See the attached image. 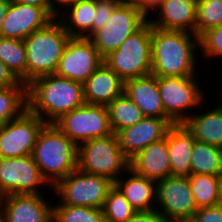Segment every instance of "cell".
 I'll return each mask as SVG.
<instances>
[{
	"label": "cell",
	"mask_w": 222,
	"mask_h": 222,
	"mask_svg": "<svg viewBox=\"0 0 222 222\" xmlns=\"http://www.w3.org/2000/svg\"><path fill=\"white\" fill-rule=\"evenodd\" d=\"M199 37L184 31L163 30L151 25V74L186 77L196 74Z\"/></svg>",
	"instance_id": "1"
},
{
	"label": "cell",
	"mask_w": 222,
	"mask_h": 222,
	"mask_svg": "<svg viewBox=\"0 0 222 222\" xmlns=\"http://www.w3.org/2000/svg\"><path fill=\"white\" fill-rule=\"evenodd\" d=\"M28 110L46 124L85 103L83 84L68 78L47 74L27 84Z\"/></svg>",
	"instance_id": "2"
},
{
	"label": "cell",
	"mask_w": 222,
	"mask_h": 222,
	"mask_svg": "<svg viewBox=\"0 0 222 222\" xmlns=\"http://www.w3.org/2000/svg\"><path fill=\"white\" fill-rule=\"evenodd\" d=\"M31 155L52 188L77 169L78 146L53 124L39 132Z\"/></svg>",
	"instance_id": "3"
},
{
	"label": "cell",
	"mask_w": 222,
	"mask_h": 222,
	"mask_svg": "<svg viewBox=\"0 0 222 222\" xmlns=\"http://www.w3.org/2000/svg\"><path fill=\"white\" fill-rule=\"evenodd\" d=\"M70 38L62 23L55 18L23 40L26 48V84L39 76L55 73Z\"/></svg>",
	"instance_id": "4"
},
{
	"label": "cell",
	"mask_w": 222,
	"mask_h": 222,
	"mask_svg": "<svg viewBox=\"0 0 222 222\" xmlns=\"http://www.w3.org/2000/svg\"><path fill=\"white\" fill-rule=\"evenodd\" d=\"M77 169L115 182L130 170V159L122 151L117 136L113 133L80 144Z\"/></svg>",
	"instance_id": "5"
},
{
	"label": "cell",
	"mask_w": 222,
	"mask_h": 222,
	"mask_svg": "<svg viewBox=\"0 0 222 222\" xmlns=\"http://www.w3.org/2000/svg\"><path fill=\"white\" fill-rule=\"evenodd\" d=\"M103 61L124 82L151 74V23L147 21L127 37L117 50L105 56Z\"/></svg>",
	"instance_id": "6"
},
{
	"label": "cell",
	"mask_w": 222,
	"mask_h": 222,
	"mask_svg": "<svg viewBox=\"0 0 222 222\" xmlns=\"http://www.w3.org/2000/svg\"><path fill=\"white\" fill-rule=\"evenodd\" d=\"M114 186L110 179L74 170L53 188L60 204L102 209L109 190Z\"/></svg>",
	"instance_id": "7"
},
{
	"label": "cell",
	"mask_w": 222,
	"mask_h": 222,
	"mask_svg": "<svg viewBox=\"0 0 222 222\" xmlns=\"http://www.w3.org/2000/svg\"><path fill=\"white\" fill-rule=\"evenodd\" d=\"M197 78L157 77L164 112L175 124H183L190 116L189 110L201 108L206 99Z\"/></svg>",
	"instance_id": "8"
},
{
	"label": "cell",
	"mask_w": 222,
	"mask_h": 222,
	"mask_svg": "<svg viewBox=\"0 0 222 222\" xmlns=\"http://www.w3.org/2000/svg\"><path fill=\"white\" fill-rule=\"evenodd\" d=\"M53 125L77 146L88 140L113 134L107 106L86 102L64 114Z\"/></svg>",
	"instance_id": "9"
},
{
	"label": "cell",
	"mask_w": 222,
	"mask_h": 222,
	"mask_svg": "<svg viewBox=\"0 0 222 222\" xmlns=\"http://www.w3.org/2000/svg\"><path fill=\"white\" fill-rule=\"evenodd\" d=\"M148 17L132 2L122 1L114 9L105 27L97 30L89 39L104 58L138 31L148 21Z\"/></svg>",
	"instance_id": "10"
},
{
	"label": "cell",
	"mask_w": 222,
	"mask_h": 222,
	"mask_svg": "<svg viewBox=\"0 0 222 222\" xmlns=\"http://www.w3.org/2000/svg\"><path fill=\"white\" fill-rule=\"evenodd\" d=\"M46 123L28 109L0 127V158L31 155L39 132Z\"/></svg>",
	"instance_id": "11"
},
{
	"label": "cell",
	"mask_w": 222,
	"mask_h": 222,
	"mask_svg": "<svg viewBox=\"0 0 222 222\" xmlns=\"http://www.w3.org/2000/svg\"><path fill=\"white\" fill-rule=\"evenodd\" d=\"M49 186L32 155L0 158V194H41L40 186Z\"/></svg>",
	"instance_id": "12"
},
{
	"label": "cell",
	"mask_w": 222,
	"mask_h": 222,
	"mask_svg": "<svg viewBox=\"0 0 222 222\" xmlns=\"http://www.w3.org/2000/svg\"><path fill=\"white\" fill-rule=\"evenodd\" d=\"M103 62L89 38L71 37L54 74L84 84Z\"/></svg>",
	"instance_id": "13"
},
{
	"label": "cell",
	"mask_w": 222,
	"mask_h": 222,
	"mask_svg": "<svg viewBox=\"0 0 222 222\" xmlns=\"http://www.w3.org/2000/svg\"><path fill=\"white\" fill-rule=\"evenodd\" d=\"M156 204L155 209L169 221L191 219L198 210L188 177L183 176L171 175L156 182Z\"/></svg>",
	"instance_id": "14"
},
{
	"label": "cell",
	"mask_w": 222,
	"mask_h": 222,
	"mask_svg": "<svg viewBox=\"0 0 222 222\" xmlns=\"http://www.w3.org/2000/svg\"><path fill=\"white\" fill-rule=\"evenodd\" d=\"M54 18L42 7L10 0L0 37L24 40L34 31L47 26Z\"/></svg>",
	"instance_id": "15"
},
{
	"label": "cell",
	"mask_w": 222,
	"mask_h": 222,
	"mask_svg": "<svg viewBox=\"0 0 222 222\" xmlns=\"http://www.w3.org/2000/svg\"><path fill=\"white\" fill-rule=\"evenodd\" d=\"M174 124L170 118L145 117L137 124L118 131L116 136L122 151L131 160L151 143L165 138Z\"/></svg>",
	"instance_id": "16"
},
{
	"label": "cell",
	"mask_w": 222,
	"mask_h": 222,
	"mask_svg": "<svg viewBox=\"0 0 222 222\" xmlns=\"http://www.w3.org/2000/svg\"><path fill=\"white\" fill-rule=\"evenodd\" d=\"M0 214L5 222H49L52 206L41 194L2 196Z\"/></svg>",
	"instance_id": "17"
},
{
	"label": "cell",
	"mask_w": 222,
	"mask_h": 222,
	"mask_svg": "<svg viewBox=\"0 0 222 222\" xmlns=\"http://www.w3.org/2000/svg\"><path fill=\"white\" fill-rule=\"evenodd\" d=\"M198 0H161L154 9L158 15L155 20L148 18L152 26L173 31H184L195 34Z\"/></svg>",
	"instance_id": "18"
},
{
	"label": "cell",
	"mask_w": 222,
	"mask_h": 222,
	"mask_svg": "<svg viewBox=\"0 0 222 222\" xmlns=\"http://www.w3.org/2000/svg\"><path fill=\"white\" fill-rule=\"evenodd\" d=\"M124 94L138 106L144 117L169 118L164 112L155 75L126 80Z\"/></svg>",
	"instance_id": "19"
},
{
	"label": "cell",
	"mask_w": 222,
	"mask_h": 222,
	"mask_svg": "<svg viewBox=\"0 0 222 222\" xmlns=\"http://www.w3.org/2000/svg\"><path fill=\"white\" fill-rule=\"evenodd\" d=\"M130 168L139 176L159 181L171 176V165L165 138L151 143L130 160Z\"/></svg>",
	"instance_id": "20"
},
{
	"label": "cell",
	"mask_w": 222,
	"mask_h": 222,
	"mask_svg": "<svg viewBox=\"0 0 222 222\" xmlns=\"http://www.w3.org/2000/svg\"><path fill=\"white\" fill-rule=\"evenodd\" d=\"M86 103L107 106L124 93V81L104 62L83 84Z\"/></svg>",
	"instance_id": "21"
},
{
	"label": "cell",
	"mask_w": 222,
	"mask_h": 222,
	"mask_svg": "<svg viewBox=\"0 0 222 222\" xmlns=\"http://www.w3.org/2000/svg\"><path fill=\"white\" fill-rule=\"evenodd\" d=\"M195 143L193 134L184 124H174L167 131V146L173 176L191 175V155Z\"/></svg>",
	"instance_id": "22"
},
{
	"label": "cell",
	"mask_w": 222,
	"mask_h": 222,
	"mask_svg": "<svg viewBox=\"0 0 222 222\" xmlns=\"http://www.w3.org/2000/svg\"><path fill=\"white\" fill-rule=\"evenodd\" d=\"M125 178L121 175L114 185L122 192L136 211H151L156 208V181L137 175L131 168ZM125 179V180H124Z\"/></svg>",
	"instance_id": "23"
},
{
	"label": "cell",
	"mask_w": 222,
	"mask_h": 222,
	"mask_svg": "<svg viewBox=\"0 0 222 222\" xmlns=\"http://www.w3.org/2000/svg\"><path fill=\"white\" fill-rule=\"evenodd\" d=\"M65 7H67V10ZM65 7H63L64 10L59 9L60 13H58L57 16V19L62 23L64 30L71 37L90 38L92 36V24L95 16L96 0H76L66 4Z\"/></svg>",
	"instance_id": "24"
},
{
	"label": "cell",
	"mask_w": 222,
	"mask_h": 222,
	"mask_svg": "<svg viewBox=\"0 0 222 222\" xmlns=\"http://www.w3.org/2000/svg\"><path fill=\"white\" fill-rule=\"evenodd\" d=\"M183 124L193 134L196 141L222 149V104L199 115L192 111Z\"/></svg>",
	"instance_id": "25"
},
{
	"label": "cell",
	"mask_w": 222,
	"mask_h": 222,
	"mask_svg": "<svg viewBox=\"0 0 222 222\" xmlns=\"http://www.w3.org/2000/svg\"><path fill=\"white\" fill-rule=\"evenodd\" d=\"M221 178L222 176L209 174H191L188 176L190 190L198 209L220 204Z\"/></svg>",
	"instance_id": "26"
},
{
	"label": "cell",
	"mask_w": 222,
	"mask_h": 222,
	"mask_svg": "<svg viewBox=\"0 0 222 222\" xmlns=\"http://www.w3.org/2000/svg\"><path fill=\"white\" fill-rule=\"evenodd\" d=\"M191 174L222 176V149L196 141L191 155Z\"/></svg>",
	"instance_id": "27"
},
{
	"label": "cell",
	"mask_w": 222,
	"mask_h": 222,
	"mask_svg": "<svg viewBox=\"0 0 222 222\" xmlns=\"http://www.w3.org/2000/svg\"><path fill=\"white\" fill-rule=\"evenodd\" d=\"M107 109L109 123L114 134L145 118L138 106L124 93L109 103Z\"/></svg>",
	"instance_id": "28"
},
{
	"label": "cell",
	"mask_w": 222,
	"mask_h": 222,
	"mask_svg": "<svg viewBox=\"0 0 222 222\" xmlns=\"http://www.w3.org/2000/svg\"><path fill=\"white\" fill-rule=\"evenodd\" d=\"M28 109L27 85L0 88V127Z\"/></svg>",
	"instance_id": "29"
},
{
	"label": "cell",
	"mask_w": 222,
	"mask_h": 222,
	"mask_svg": "<svg viewBox=\"0 0 222 222\" xmlns=\"http://www.w3.org/2000/svg\"><path fill=\"white\" fill-rule=\"evenodd\" d=\"M0 60L26 84V48L23 40L0 37Z\"/></svg>",
	"instance_id": "30"
},
{
	"label": "cell",
	"mask_w": 222,
	"mask_h": 222,
	"mask_svg": "<svg viewBox=\"0 0 222 222\" xmlns=\"http://www.w3.org/2000/svg\"><path fill=\"white\" fill-rule=\"evenodd\" d=\"M54 222H107L100 208L59 204L52 207Z\"/></svg>",
	"instance_id": "31"
},
{
	"label": "cell",
	"mask_w": 222,
	"mask_h": 222,
	"mask_svg": "<svg viewBox=\"0 0 222 222\" xmlns=\"http://www.w3.org/2000/svg\"><path fill=\"white\" fill-rule=\"evenodd\" d=\"M222 26V0H198L195 35L200 37L209 29Z\"/></svg>",
	"instance_id": "32"
},
{
	"label": "cell",
	"mask_w": 222,
	"mask_h": 222,
	"mask_svg": "<svg viewBox=\"0 0 222 222\" xmlns=\"http://www.w3.org/2000/svg\"><path fill=\"white\" fill-rule=\"evenodd\" d=\"M102 211L107 222H125L136 212L115 185L109 190Z\"/></svg>",
	"instance_id": "33"
},
{
	"label": "cell",
	"mask_w": 222,
	"mask_h": 222,
	"mask_svg": "<svg viewBox=\"0 0 222 222\" xmlns=\"http://www.w3.org/2000/svg\"><path fill=\"white\" fill-rule=\"evenodd\" d=\"M199 48L203 56L222 57V26L207 30L199 37Z\"/></svg>",
	"instance_id": "34"
},
{
	"label": "cell",
	"mask_w": 222,
	"mask_h": 222,
	"mask_svg": "<svg viewBox=\"0 0 222 222\" xmlns=\"http://www.w3.org/2000/svg\"><path fill=\"white\" fill-rule=\"evenodd\" d=\"M120 0H96L95 16L92 24V35L102 27L111 17L114 9L121 3Z\"/></svg>",
	"instance_id": "35"
},
{
	"label": "cell",
	"mask_w": 222,
	"mask_h": 222,
	"mask_svg": "<svg viewBox=\"0 0 222 222\" xmlns=\"http://www.w3.org/2000/svg\"><path fill=\"white\" fill-rule=\"evenodd\" d=\"M191 219L194 222H222V204L199 208Z\"/></svg>",
	"instance_id": "36"
},
{
	"label": "cell",
	"mask_w": 222,
	"mask_h": 222,
	"mask_svg": "<svg viewBox=\"0 0 222 222\" xmlns=\"http://www.w3.org/2000/svg\"><path fill=\"white\" fill-rule=\"evenodd\" d=\"M125 222H170L156 209L151 211H136Z\"/></svg>",
	"instance_id": "37"
},
{
	"label": "cell",
	"mask_w": 222,
	"mask_h": 222,
	"mask_svg": "<svg viewBox=\"0 0 222 222\" xmlns=\"http://www.w3.org/2000/svg\"><path fill=\"white\" fill-rule=\"evenodd\" d=\"M15 85H27L21 82L13 72L0 60V88H9Z\"/></svg>",
	"instance_id": "38"
},
{
	"label": "cell",
	"mask_w": 222,
	"mask_h": 222,
	"mask_svg": "<svg viewBox=\"0 0 222 222\" xmlns=\"http://www.w3.org/2000/svg\"><path fill=\"white\" fill-rule=\"evenodd\" d=\"M17 3L27 4L44 8L54 19L57 18L59 10L53 5L51 0H12Z\"/></svg>",
	"instance_id": "39"
},
{
	"label": "cell",
	"mask_w": 222,
	"mask_h": 222,
	"mask_svg": "<svg viewBox=\"0 0 222 222\" xmlns=\"http://www.w3.org/2000/svg\"><path fill=\"white\" fill-rule=\"evenodd\" d=\"M139 9H141L147 16L151 13L161 2V0H129Z\"/></svg>",
	"instance_id": "40"
},
{
	"label": "cell",
	"mask_w": 222,
	"mask_h": 222,
	"mask_svg": "<svg viewBox=\"0 0 222 222\" xmlns=\"http://www.w3.org/2000/svg\"><path fill=\"white\" fill-rule=\"evenodd\" d=\"M9 2L10 0H0V31H1L4 17L6 16L7 11H8Z\"/></svg>",
	"instance_id": "41"
},
{
	"label": "cell",
	"mask_w": 222,
	"mask_h": 222,
	"mask_svg": "<svg viewBox=\"0 0 222 222\" xmlns=\"http://www.w3.org/2000/svg\"><path fill=\"white\" fill-rule=\"evenodd\" d=\"M73 1H76V0H51V2H52V5L57 9V10H59L58 8H60V7H62V8H60V9H63V7L66 5V4H68V3H70V2H73ZM55 2V3H54ZM58 4H59V6H58ZM61 5V6H60ZM64 5V6H63Z\"/></svg>",
	"instance_id": "42"
},
{
	"label": "cell",
	"mask_w": 222,
	"mask_h": 222,
	"mask_svg": "<svg viewBox=\"0 0 222 222\" xmlns=\"http://www.w3.org/2000/svg\"><path fill=\"white\" fill-rule=\"evenodd\" d=\"M170 222H194L192 219H176Z\"/></svg>",
	"instance_id": "43"
},
{
	"label": "cell",
	"mask_w": 222,
	"mask_h": 222,
	"mask_svg": "<svg viewBox=\"0 0 222 222\" xmlns=\"http://www.w3.org/2000/svg\"><path fill=\"white\" fill-rule=\"evenodd\" d=\"M220 204H222V178H221V199H220Z\"/></svg>",
	"instance_id": "44"
},
{
	"label": "cell",
	"mask_w": 222,
	"mask_h": 222,
	"mask_svg": "<svg viewBox=\"0 0 222 222\" xmlns=\"http://www.w3.org/2000/svg\"><path fill=\"white\" fill-rule=\"evenodd\" d=\"M0 222H5L1 214H0Z\"/></svg>",
	"instance_id": "45"
},
{
	"label": "cell",
	"mask_w": 222,
	"mask_h": 222,
	"mask_svg": "<svg viewBox=\"0 0 222 222\" xmlns=\"http://www.w3.org/2000/svg\"><path fill=\"white\" fill-rule=\"evenodd\" d=\"M1 200H2V195L0 194V207H1Z\"/></svg>",
	"instance_id": "46"
}]
</instances>
